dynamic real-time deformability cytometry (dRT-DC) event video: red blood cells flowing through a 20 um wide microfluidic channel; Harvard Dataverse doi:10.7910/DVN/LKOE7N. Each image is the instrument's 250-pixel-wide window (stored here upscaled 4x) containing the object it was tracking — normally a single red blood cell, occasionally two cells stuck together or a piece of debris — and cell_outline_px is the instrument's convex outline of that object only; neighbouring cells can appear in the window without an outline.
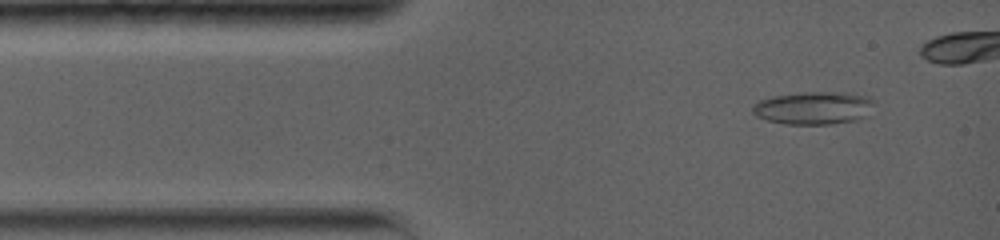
{"species": "common noctule bat (a hibernating species)", "species_latin": "Nyctalus noctula", "temperature_condition": "warm", "stored_images_in_passage": 26, "camera_frame_rate_fps": 5000, "um_per_image_px": 0.085, "animal": {"sex": "female", "body_mass_g": 19.0, "forearm_length_mm": 56.7}, "frame": {"image": 1, "passage_image": 3, "time_ms": 1.0, "image_size_px": [1000, 240], "cell_outline_px": [[876, 104], [864, 116], [856, 120], [832, 124], [784, 124], [768, 120], [756, 116], [752, 112], [752, 104], [760, 100], [772, 96], [808, 92], [844, 92], [868, 96], [876, 100]], "centroid_in_image_um": [69.17, 9.17], "position_along_channel_um": 15.8, "area_um2": 23.41}}
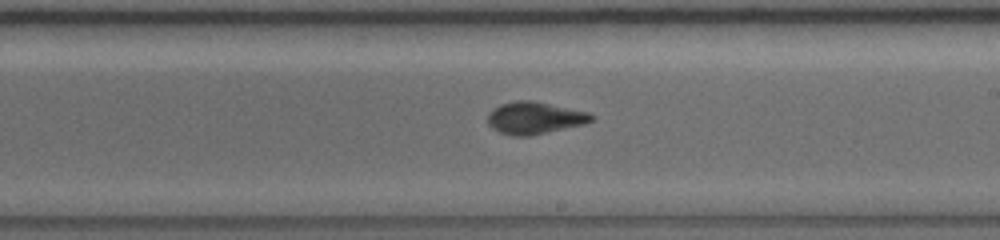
{"frame": {"image": 2, "passage_image": 15, "time_ms": 8.2, "image_size_px": [1000, 240], "cell_outline_px": [[596, 120], [584, 124], [528, 136], [512, 136], [500, 132], [492, 128], [488, 124], [488, 112], [492, 108], [500, 104], [516, 100], [532, 100], [588, 112], [596, 116]], "centroid_in_image_um": [45.44, 10.01], "position_along_channel_um": 243.6, "area_um2": 19.54}}
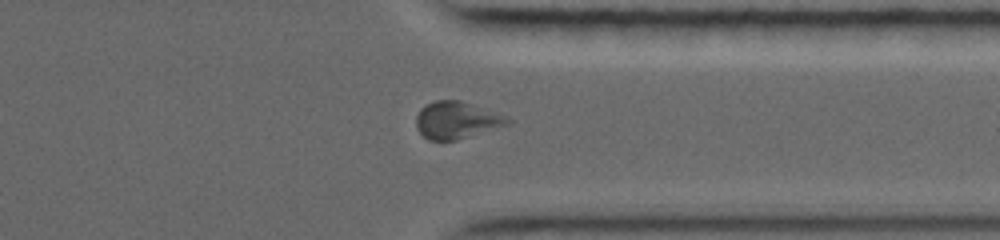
{"frame": {"image": 3, "passage_image": 23, "time_ms": 11.6, "image_size_px": [1000, 240], "cell_outline_px": [[512, 120], [508, 124], [456, 140], [428, 140], [416, 128], [416, 116], [420, 108], [424, 104], [436, 100], [460, 100], [508, 116]], "centroid_in_image_um": [38.78, 10.2], "position_along_channel_um": 372.6, "area_um2": 19.71}, "authors_computed_cell_mechanics": {"area_um2": 19.4786, "velocity_mm_per_s": 3.7861, "shape_relaxation_time_tau1_ms": 5.5207, "shape_relaxation_time_tau2_ms": 4.3597, "deformation_change_tau1": 0.1656, "deformation_change_tau2": 0.1027}}